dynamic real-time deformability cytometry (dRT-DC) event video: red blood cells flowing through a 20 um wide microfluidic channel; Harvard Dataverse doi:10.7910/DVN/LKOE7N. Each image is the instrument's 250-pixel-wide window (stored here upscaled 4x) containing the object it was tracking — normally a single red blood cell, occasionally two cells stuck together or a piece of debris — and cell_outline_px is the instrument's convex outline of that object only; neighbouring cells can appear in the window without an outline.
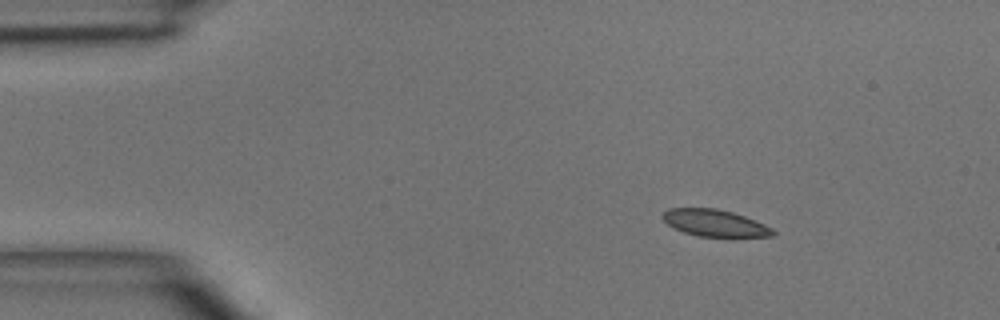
{"species": "common noctule bat (a hibernating species)", "species_latin": "Nyctalus noctula", "temperature_condition": "room temperature", "stored_images_in_passage": 3, "camera_frame_rate_fps": 3000, "um_per_image_px": 0.085, "animal": {"sex": "male", "body_mass_g": 15.6}, "frame": {"image": 1, "passage_image": 1, "time_ms": 0.0, "image_size_px": [1000, 320], "cell_outline_px": [[776, 236], [700, 236], [684, 232], [668, 224], [660, 216], [668, 208], [716, 208], [732, 212], [744, 216], [764, 224], [772, 228], [776, 232]], "centroid_in_image_um": [60.75, 18.94], "position_along_channel_um": 24.2, "area_um2": 16.99}}